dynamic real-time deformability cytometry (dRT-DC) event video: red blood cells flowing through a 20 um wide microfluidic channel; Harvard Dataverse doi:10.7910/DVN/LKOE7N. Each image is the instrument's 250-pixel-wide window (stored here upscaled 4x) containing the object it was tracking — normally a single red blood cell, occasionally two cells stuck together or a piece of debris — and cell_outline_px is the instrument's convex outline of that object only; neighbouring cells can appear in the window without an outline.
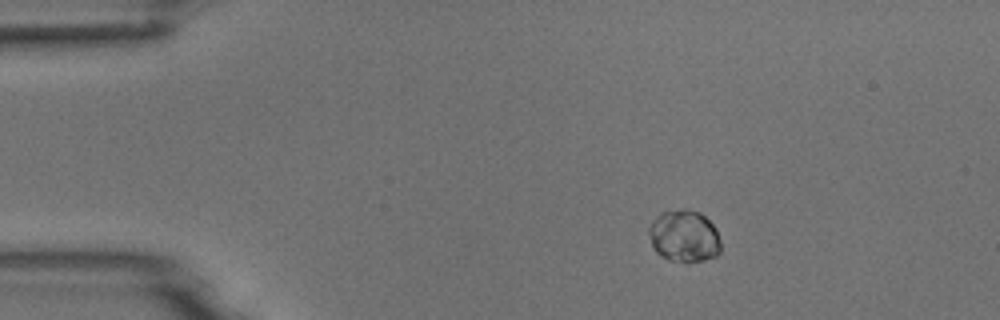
{"species": "common noctule bat (a hibernating species)", "species_latin": "Nyctalus noctula", "temperature_condition": "room temperature", "stored_images_in_passage": 4, "camera_frame_rate_fps": 3000, "um_per_image_px": 0.085, "animal": {"sex": "male", "body_mass_g": 18.8}, "frame": {"image": 1, "passage_image": 2, "time_ms": 1.333, "image_size_px": [1000, 320], "cell_outline_px": [[720, 252], [716, 256], [704, 260], [668, 260], [656, 252], [652, 244], [648, 232], [648, 228], [652, 220], [660, 212], [684, 208], [700, 212], [716, 228], [720, 240]], "centroid_in_image_um": [58.14, 20.03], "position_along_channel_um": 26.9, "area_um2": 21.73}}
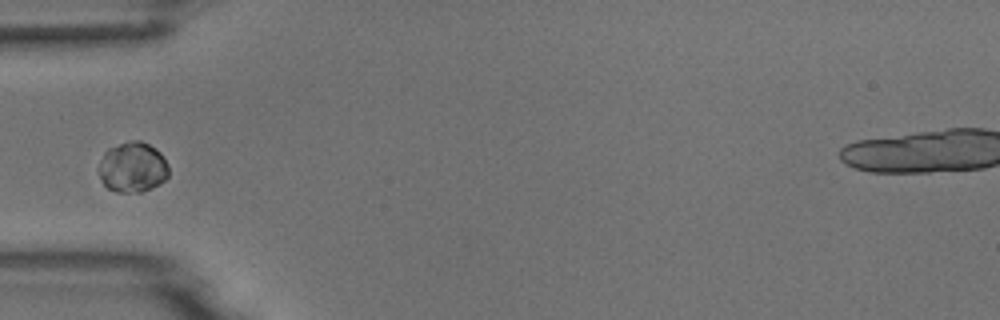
{"frame": {"image": 2, "passage_image": 4, "time_ms": 4.333, "image_size_px": [1000, 320], "cell_outline_px": [[168, 176], [164, 180], [140, 192], [116, 192], [108, 188], [100, 180], [96, 168], [104, 152], [108, 148], [132, 140], [140, 140], [148, 144], [160, 152], [168, 168]], "centroid_in_image_um": [11.2, 14.21], "position_along_channel_um": 73.8, "area_um2": 20.4}}